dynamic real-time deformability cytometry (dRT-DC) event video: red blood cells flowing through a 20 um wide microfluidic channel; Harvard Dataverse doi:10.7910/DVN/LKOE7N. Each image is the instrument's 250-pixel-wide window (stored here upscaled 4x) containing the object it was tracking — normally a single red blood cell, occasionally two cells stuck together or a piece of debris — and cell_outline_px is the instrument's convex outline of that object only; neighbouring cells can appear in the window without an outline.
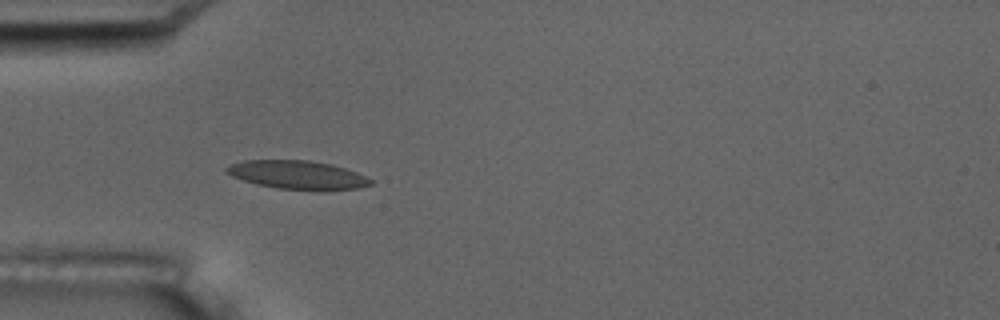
{"species": "common noctule bat (a hibernating species)", "species_latin": "Nyctalus noctula", "temperature_condition": "room temperature", "stored_images_in_passage": 4, "camera_frame_rate_fps": 3000, "um_per_image_px": 0.085, "animal": {"sex": "male", "body_mass_g": 17.5, "forearm_length_mm": 52.3}, "frame": {"image": 1, "passage_image": 3, "time_ms": 2.333, "image_size_px": [1000, 320], "cell_outline_px": [[372, 184], [356, 188], [320, 192], [276, 188], [256, 184], [232, 176], [224, 172], [224, 168], [232, 164], [244, 160], [308, 160], [332, 164], [356, 172], [372, 180]], "centroid_in_image_um": [25.29, 14.88], "position_along_channel_um": 59.7, "area_um2": 24.28}}